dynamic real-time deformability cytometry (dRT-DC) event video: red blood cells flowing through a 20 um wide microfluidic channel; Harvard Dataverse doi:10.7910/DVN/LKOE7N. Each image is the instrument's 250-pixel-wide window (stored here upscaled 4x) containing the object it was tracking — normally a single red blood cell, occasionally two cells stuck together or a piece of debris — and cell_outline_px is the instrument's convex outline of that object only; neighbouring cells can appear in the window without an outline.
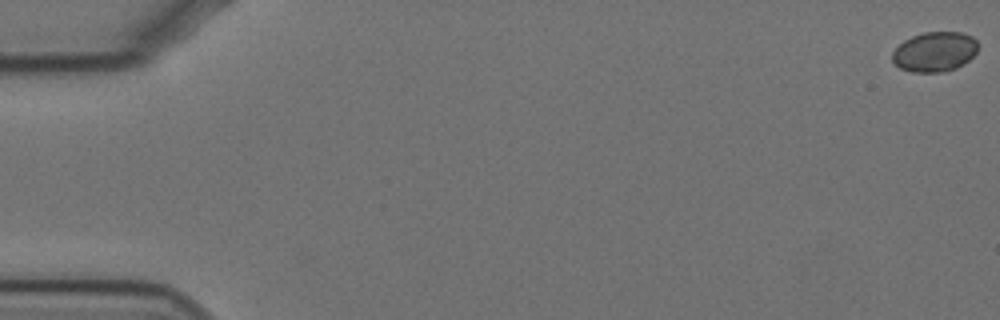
{"species": "Egyptian fruit bat (a non-hibernating species)", "species_latin": "Rousettus aegyptiacus", "temperature_condition": "cold", "stored_images_in_passage": 9, "camera_frame_rate_fps": 3000, "um_per_image_px": 0.085, "animal": {"sex": "female"}, "frame": {"image": 1, "passage_image": 1, "time_ms": 0.0, "image_size_px": [1000, 320], "cell_outline_px": [[976, 52], [968, 60], [956, 68], [940, 72], [912, 72], [900, 68], [892, 60], [892, 52], [904, 40], [912, 36], [924, 32], [960, 32], [972, 36], [976, 40]], "centroid_in_image_um": [79.42, 4.39], "position_along_channel_um": 5.6, "area_um2": 19.71}}